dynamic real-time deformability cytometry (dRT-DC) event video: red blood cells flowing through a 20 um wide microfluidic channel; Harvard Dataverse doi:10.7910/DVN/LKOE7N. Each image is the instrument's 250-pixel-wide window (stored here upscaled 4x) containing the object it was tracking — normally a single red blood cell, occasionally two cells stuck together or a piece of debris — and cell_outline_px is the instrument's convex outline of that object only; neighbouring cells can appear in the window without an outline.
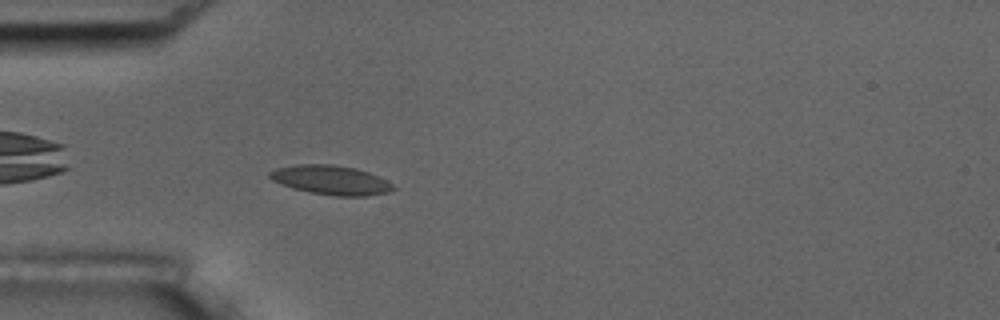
{"species": "common noctule bat (a hibernating species)", "species_latin": "Nyctalus noctula", "temperature_condition": "room temperature", "stored_images_in_passage": 6, "camera_frame_rate_fps": 3000, "um_per_image_px": 0.085, "animal": {"sex": "male", "body_mass_g": 17.5, "forearm_length_mm": 52.3}, "frame": {"image": 1, "passage_image": 6, "time_ms": 6.0, "image_size_px": [1000, 320], "cell_outline_px": [[396, 188], [388, 192], [364, 196], [336, 196], [308, 192], [292, 188], [272, 180], [268, 176], [268, 172], [276, 168], [296, 164], [332, 164], [356, 168], [368, 172], [392, 184]], "centroid_in_image_um": [28.08, 15.3], "position_along_channel_um": 56.9, "area_um2": 20.98}}